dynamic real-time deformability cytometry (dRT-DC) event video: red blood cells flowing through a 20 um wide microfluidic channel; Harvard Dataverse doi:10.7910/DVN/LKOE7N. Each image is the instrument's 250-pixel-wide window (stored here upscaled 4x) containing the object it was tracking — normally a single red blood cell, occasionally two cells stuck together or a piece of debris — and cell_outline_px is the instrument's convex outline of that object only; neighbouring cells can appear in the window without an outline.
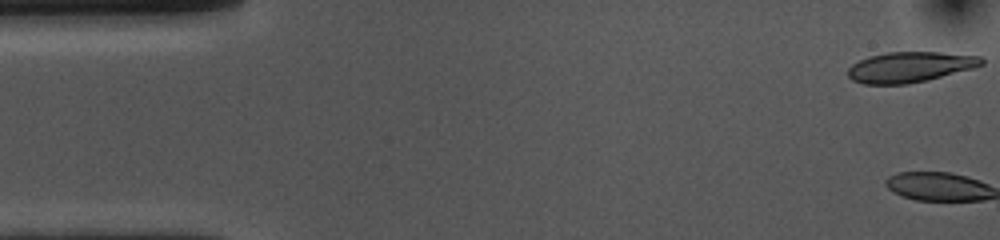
{"species": "common noctule bat (a hibernating species)", "species_latin": "Nyctalus noctula", "temperature_condition": "cold", "stored_images_in_passage": 2, "camera_frame_rate_fps": 3000, "um_per_image_px": 0.085, "animal": {"sex": "female", "body_mass_g": 10.0, "forearm_length_mm": 53.1}, "frame": {"image": 1, "passage_image": 1, "time_ms": 0.0, "image_size_px": [1000, 240], "cell_outline_px": [[984, 64], [972, 68], [928, 80], [908, 84], [864, 84], [852, 80], [848, 76], [848, 68], [852, 64], [868, 56], [888, 52], [940, 52], [980, 56], [984, 60]], "centroid_in_image_um": [77.33, 5.7], "position_along_channel_um": 7.7, "area_um2": 23.7}}